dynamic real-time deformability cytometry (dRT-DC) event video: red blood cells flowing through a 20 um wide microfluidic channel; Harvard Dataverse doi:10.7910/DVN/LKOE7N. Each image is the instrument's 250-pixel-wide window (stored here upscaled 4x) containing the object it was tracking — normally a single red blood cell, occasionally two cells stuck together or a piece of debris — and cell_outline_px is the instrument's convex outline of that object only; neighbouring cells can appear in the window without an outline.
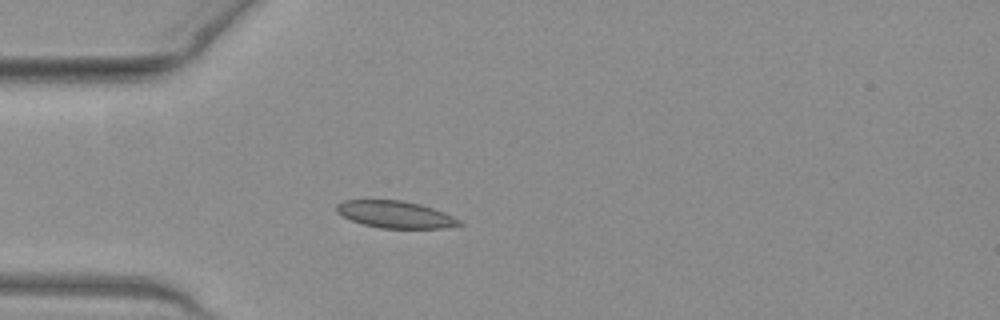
{"species": "common noctule bat (a hibernating species)", "species_latin": "Nyctalus noctula", "temperature_condition": "warm", "stored_images_in_passage": 15, "camera_frame_rate_fps": 3000, "um_per_image_px": 0.085, "animal": {"sex": "female", "body_mass_g": 19.3, "forearm_length_mm": 54.1}, "frame": {"image": 1, "passage_image": 10, "time_ms": 3.0, "image_size_px": [1000, 320], "cell_outline_px": [[464, 224], [444, 228], [380, 228], [364, 224], [352, 220], [336, 212], [336, 204], [344, 200], [400, 200], [420, 204], [444, 212], [460, 220]], "centroid_in_image_um": [33.61, 18.23], "position_along_channel_um": 51.4, "area_um2": 19.19}}
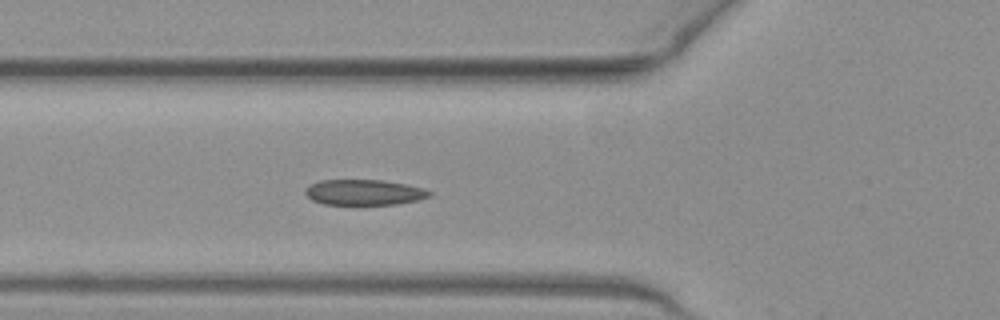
{"frame": {"image": 2, "passage_image": 14, "time_ms": 4.333, "image_size_px": [1000, 320], "cell_outline_px": [[432, 196], [416, 200], [396, 204], [324, 204], [312, 200], [304, 192], [312, 184], [320, 180], [384, 180], [424, 188], [432, 192]], "centroid_in_image_um": [30.98, 16.34], "position_along_channel_um": 94.8, "area_um2": 18.26}}